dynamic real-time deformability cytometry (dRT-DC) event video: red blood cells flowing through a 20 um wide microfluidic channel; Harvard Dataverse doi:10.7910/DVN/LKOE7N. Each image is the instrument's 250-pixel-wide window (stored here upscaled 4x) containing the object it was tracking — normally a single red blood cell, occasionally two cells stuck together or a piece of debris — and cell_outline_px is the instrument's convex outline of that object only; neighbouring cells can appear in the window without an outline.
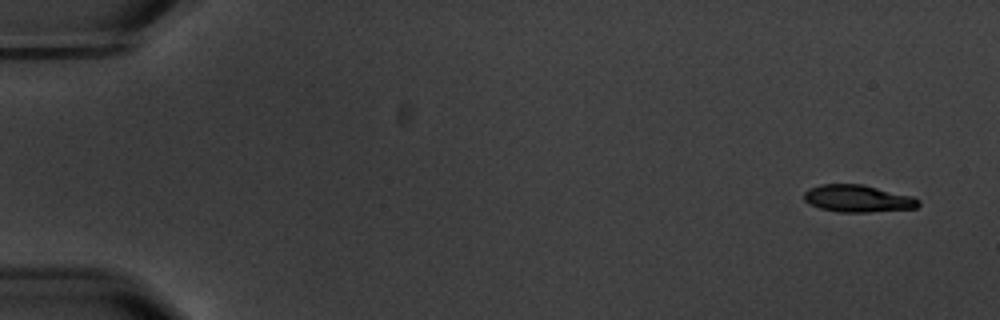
{"species": "common noctule bat (a hibernating species)", "species_latin": "Nyctalus noctula", "temperature_condition": "warm", "stored_images_in_passage": 4, "camera_frame_rate_fps": 3000, "um_per_image_px": 0.085, "animal": {"sex": "male", "body_mass_g": 20.1, "forearm_length_mm": 53.5}, "frame": {"image": 1, "passage_image": 1, "time_ms": 0.0, "image_size_px": [1000, 320], "cell_outline_px": [[920, 204], [916, 208], [868, 212], [836, 212], [820, 208], [808, 204], [804, 200], [804, 192], [808, 188], [820, 184], [860, 184], [912, 196], [920, 200]], "centroid_in_image_um": [72.87, 16.88], "position_along_channel_um": 12.1, "area_um2": 18.15}}